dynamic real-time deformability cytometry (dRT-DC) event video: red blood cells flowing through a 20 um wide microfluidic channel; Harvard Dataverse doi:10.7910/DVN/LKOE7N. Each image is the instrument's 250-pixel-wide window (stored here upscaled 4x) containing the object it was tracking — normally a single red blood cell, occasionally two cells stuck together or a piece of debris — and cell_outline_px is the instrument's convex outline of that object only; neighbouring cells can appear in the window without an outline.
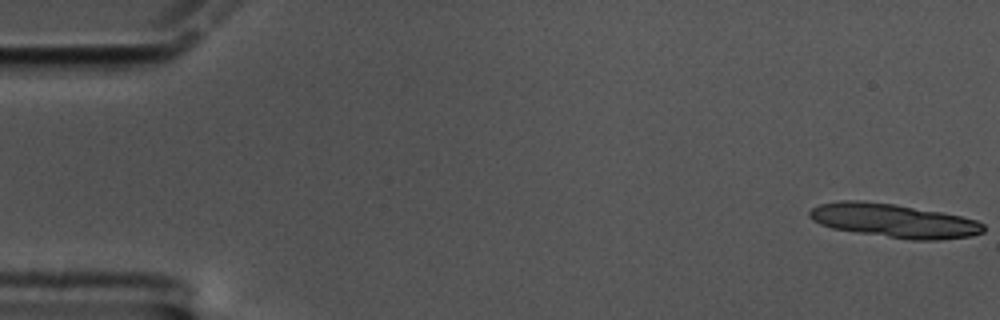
{"species": "common noctule bat (a hibernating species)", "species_latin": "Nyctalus noctula", "temperature_condition": "cold", "stored_images_in_passage": 15, "camera_frame_rate_fps": 3000, "um_per_image_px": 0.085, "animal": {"sex": "male", "body_mass_g": 17.5, "forearm_length_mm": 52.3}, "frame": {"image": 1, "passage_image": 1, "time_ms": 0.0, "image_size_px": [1000, 320], "cell_outline_px": [[984, 232], [972, 236], [940, 240], [912, 240], [832, 228], [820, 224], [812, 220], [808, 216], [808, 212], [812, 208], [820, 204], [840, 200], [860, 200], [892, 204], [940, 212], [960, 216], [976, 220], [984, 224]], "centroid_in_image_um": [75.97, 18.76], "position_along_channel_um": 9.0, "area_um2": 33.99}}